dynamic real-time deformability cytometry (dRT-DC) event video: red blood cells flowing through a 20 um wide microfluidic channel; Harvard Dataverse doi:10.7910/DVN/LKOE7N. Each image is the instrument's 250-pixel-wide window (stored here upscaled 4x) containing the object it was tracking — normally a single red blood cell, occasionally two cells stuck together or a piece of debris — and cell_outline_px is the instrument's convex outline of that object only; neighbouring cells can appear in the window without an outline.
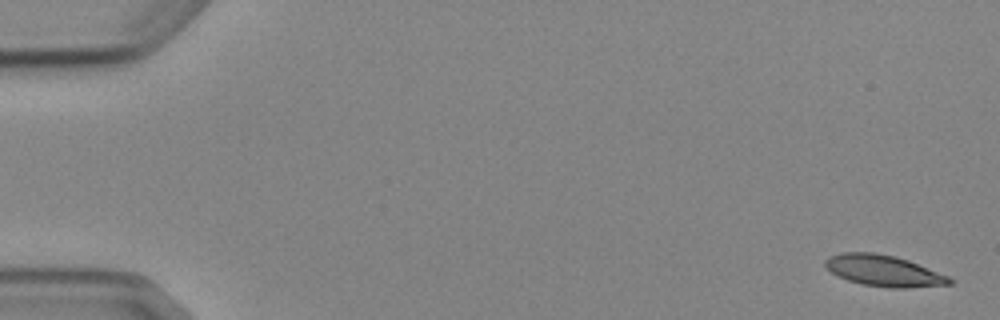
{"species": "Egyptian fruit bat (a non-hibernating species)", "species_latin": "Rousettus aegyptiacus", "temperature_condition": "cold", "stored_images_in_passage": 5, "camera_frame_rate_fps": 3000, "um_per_image_px": 0.085, "animal": {"sex": "female"}, "frame": {"image": 1, "passage_image": 1, "time_ms": 0.0, "image_size_px": [1000, 320], "cell_outline_px": [[956, 280], [952, 284], [908, 288], [888, 288], [864, 284], [848, 280], [832, 272], [824, 264], [824, 260], [828, 256], [840, 252], [876, 252], [896, 256], [908, 260], [948, 276]], "centroid_in_image_um": [75.13, 23.0], "position_along_channel_um": 9.9, "area_um2": 22.66}}
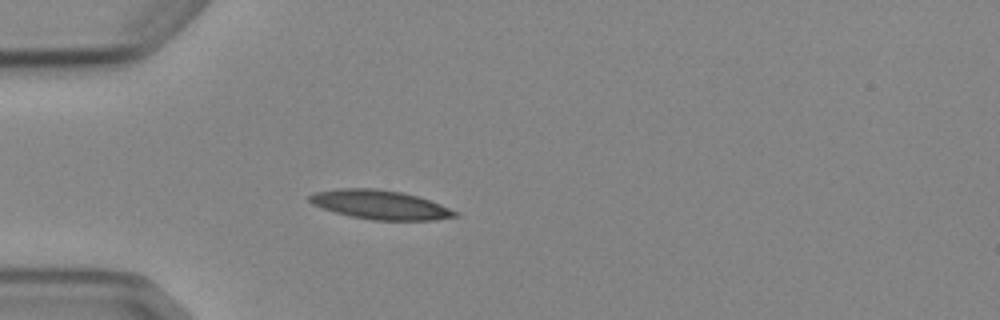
{"frame": {"image": 2, "passage_image": 5, "time_ms": 4.667, "image_size_px": [1000, 320], "cell_outline_px": [[460, 216], [432, 220], [372, 220], [352, 216], [336, 212], [312, 204], [308, 200], [308, 196], [316, 192], [340, 188], [376, 188], [400, 192], [416, 196], [440, 204], [460, 212]], "centroid_in_image_um": [32.34, 17.4], "position_along_channel_um": 52.7, "area_um2": 24.45}}